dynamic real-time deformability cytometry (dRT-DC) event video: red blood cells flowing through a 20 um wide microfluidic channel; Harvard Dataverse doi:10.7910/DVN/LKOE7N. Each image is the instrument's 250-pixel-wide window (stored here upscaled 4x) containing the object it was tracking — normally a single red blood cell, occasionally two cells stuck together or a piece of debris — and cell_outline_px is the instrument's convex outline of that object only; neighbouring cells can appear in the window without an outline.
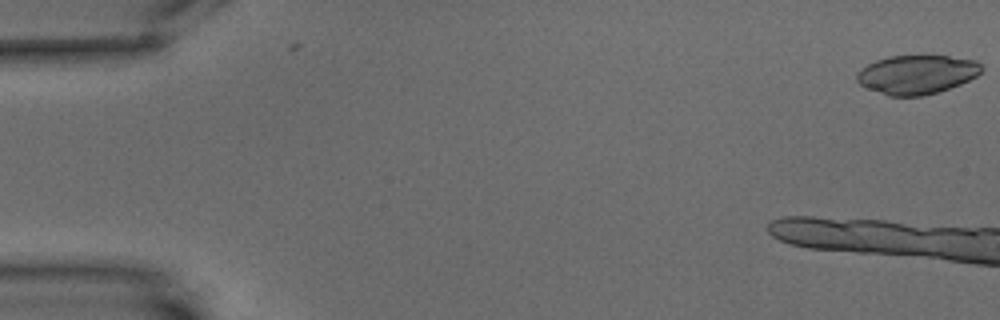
{"species": "common noctule bat (a hibernating species)", "species_latin": "Nyctalus noctula", "temperature_condition": "warm", "stored_images_in_passage": 2, "camera_frame_rate_fps": 3000, "um_per_image_px": 0.085, "animal": {"sex": "male", "body_mass_g": 15.6}, "frame": {"image": 1, "passage_image": 2, "time_ms": 0.333, "image_size_px": [1000, 320], "cell_outline_px": [[984, 68], [976, 76], [960, 84], [924, 96], [888, 96], [868, 88], [860, 84], [856, 80], [856, 72], [860, 68], [876, 60], [888, 56], [948, 56], [976, 60]], "centroid_in_image_um": [77.9, 6.33], "position_along_channel_um": 7.1, "area_um2": 28.26}}